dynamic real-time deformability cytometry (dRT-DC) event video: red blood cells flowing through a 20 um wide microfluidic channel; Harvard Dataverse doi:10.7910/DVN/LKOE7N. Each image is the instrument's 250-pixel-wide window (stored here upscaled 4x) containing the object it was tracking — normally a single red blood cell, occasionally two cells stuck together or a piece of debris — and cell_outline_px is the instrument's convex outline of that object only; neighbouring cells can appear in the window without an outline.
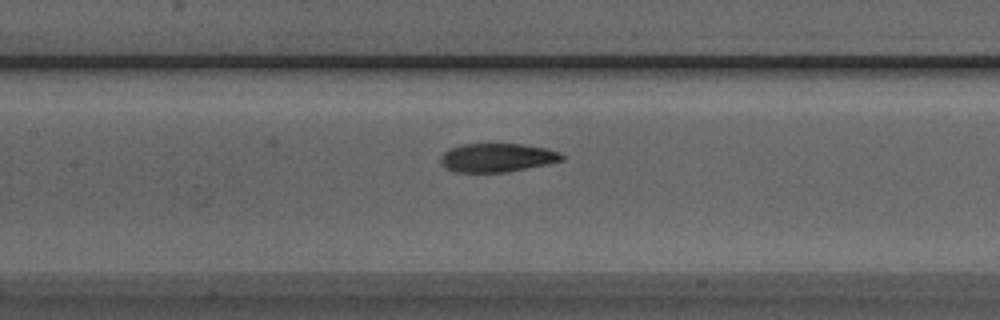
{"species": "Egyptian fruit bat (a non-hibernating species)", "species_latin": "Rousettus aegyptiacus", "temperature_condition": "room temperature", "stored_images_in_passage": 32, "camera_frame_rate_fps": 3000, "um_per_image_px": 0.085, "animal": {"sex": "male"}, "frame": {"image": 1, "passage_image": 11, "time_ms": 3.333, "image_size_px": [1000, 320], "cell_outline_px": [[564, 160], [548, 164], [504, 172], [452, 172], [444, 168], [440, 164], [440, 156], [448, 148], [460, 144], [520, 144], [544, 148], [560, 152], [564, 156]], "centroid_in_image_um": [42.19, 13.4], "position_along_channel_um": 165.2, "area_um2": 20.4}}
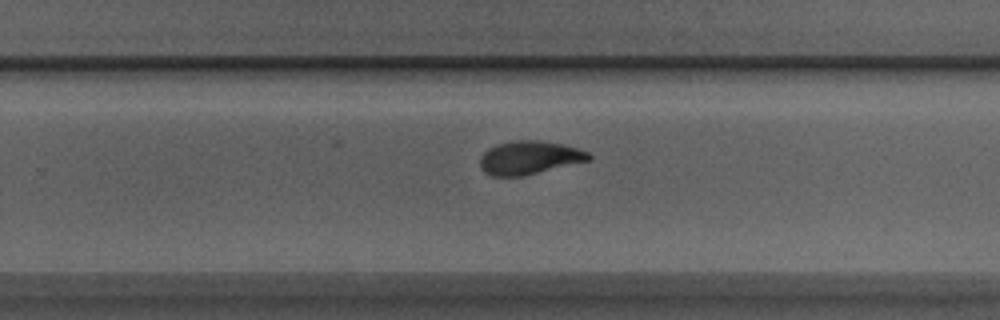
{"frame": {"image": 2, "passage_image": 20, "time_ms": 6.333, "image_size_px": [1000, 320], "cell_outline_px": [[592, 160], [524, 176], [492, 176], [484, 172], [480, 168], [480, 156], [488, 148], [496, 144], [512, 140], [540, 140], [560, 144], [576, 148], [588, 152], [592, 156]], "centroid_in_image_um": [44.98, 13.4], "position_along_channel_um": 284.8, "area_um2": 21.39}}
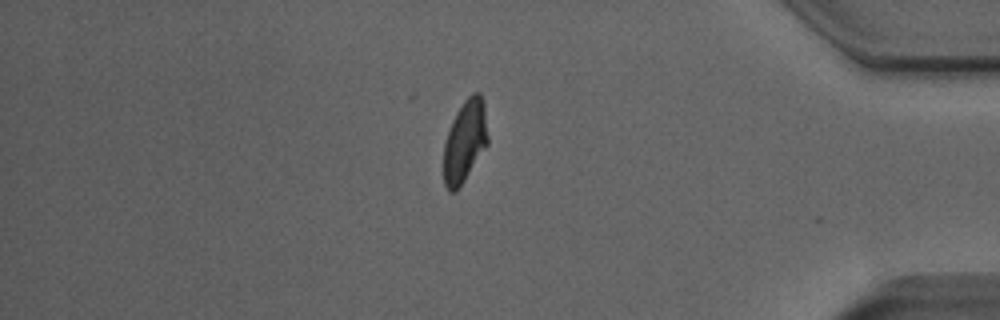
{"frame": {"image": 3, "passage_image": 31, "time_ms": 10.0, "image_size_px": [1000, 320], "cell_outline_px": [[488, 144], [456, 192], [448, 192], [444, 184], [444, 144], [452, 120], [456, 112], [464, 100], [472, 92], [480, 92], [484, 100], [488, 136]], "centroid_in_image_um": [39.52, 11.98], "position_along_channel_um": 395.7, "area_um2": 21.21}, "authors_computed_cell_mechanics": {"area_um2": 21.4149, "velocity_mm_per_s": 4.0046, "shape_relaxation_time_tau1_ms": 4.4997, "shape_relaxation_time_tau2_ms": 1.804, "deformation_change_tau1": 0.1811, "deformation_change_tau2": 0.0682}}